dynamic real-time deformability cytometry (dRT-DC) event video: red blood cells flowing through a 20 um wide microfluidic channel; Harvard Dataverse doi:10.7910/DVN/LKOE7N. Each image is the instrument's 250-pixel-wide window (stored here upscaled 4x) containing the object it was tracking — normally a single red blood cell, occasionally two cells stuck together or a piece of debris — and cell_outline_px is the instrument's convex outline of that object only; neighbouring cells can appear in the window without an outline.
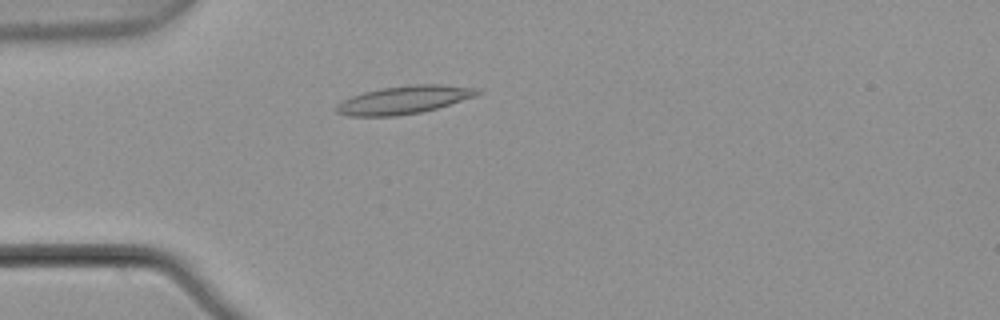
{"species": "common noctule bat (a hibernating species)", "species_latin": "Nyctalus noctula", "temperature_condition": "warm", "stored_images_in_passage": 3, "camera_frame_rate_fps": 3000, "um_per_image_px": 0.085, "animal": {"sex": "male", "body_mass_g": 21.5, "forearm_length_mm": 52.0}, "frame": {"image": 1, "passage_image": 3, "time_ms": 0.667, "image_size_px": [1000, 320], "cell_outline_px": [[484, 92], [476, 96], [436, 108], [420, 112], [396, 116], [348, 116], [336, 112], [336, 104], [352, 96], [364, 92], [380, 88], [408, 84], [440, 84], [480, 88]], "centroid_in_image_um": [34.37, 8.47], "position_along_channel_um": 50.6, "area_um2": 23.12}}